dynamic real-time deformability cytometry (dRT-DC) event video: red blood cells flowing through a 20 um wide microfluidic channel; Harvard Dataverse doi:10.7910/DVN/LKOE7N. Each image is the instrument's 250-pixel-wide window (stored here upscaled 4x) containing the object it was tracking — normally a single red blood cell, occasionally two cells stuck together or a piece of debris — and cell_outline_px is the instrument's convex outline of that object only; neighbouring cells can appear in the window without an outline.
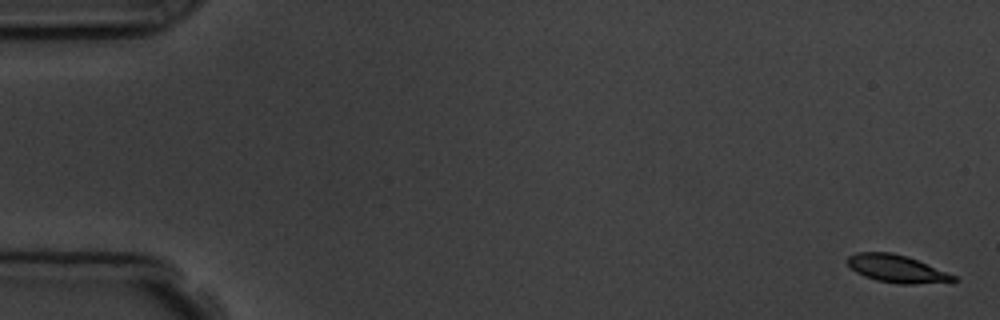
{"species": "common noctule bat (a hibernating species)", "species_latin": "Nyctalus noctula", "temperature_condition": "room temperature", "stored_images_in_passage": 6, "camera_frame_rate_fps": 3000, "um_per_image_px": 0.085, "animal": {"sex": "male", "body_mass_g": 19.5, "forearm_length_mm": 54.6}, "frame": {"image": 1, "passage_image": 1, "time_ms": 0.0, "image_size_px": [1000, 320], "cell_outline_px": [[960, 280], [952, 284], [900, 284], [876, 280], [864, 276], [856, 272], [844, 260], [848, 256], [856, 252], [892, 252], [908, 256], [956, 276]], "centroid_in_image_um": [76.3, 22.86], "position_along_channel_um": 8.7, "area_um2": 17.57}}
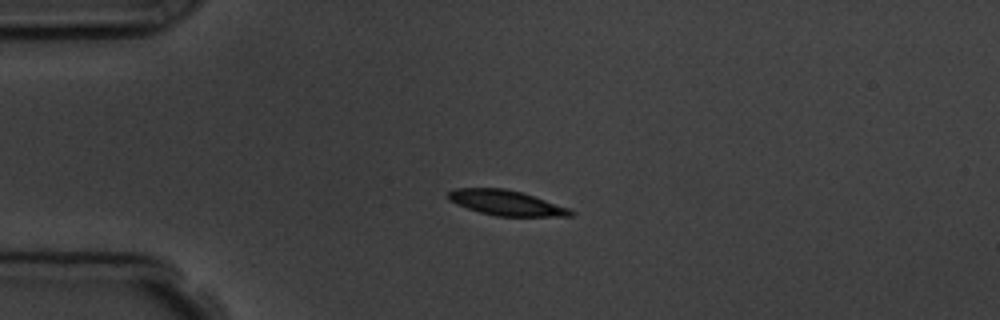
{"frame": {"image": 2, "passage_image": 4, "time_ms": 4.0, "image_size_px": [1000, 320], "cell_outline_px": [[576, 212], [572, 216], [496, 216], [480, 212], [456, 204], [448, 200], [448, 192], [456, 188], [504, 188], [520, 192], [568, 208]], "centroid_in_image_um": [42.99, 17.24], "position_along_channel_um": 42.0, "area_um2": 17.63}}